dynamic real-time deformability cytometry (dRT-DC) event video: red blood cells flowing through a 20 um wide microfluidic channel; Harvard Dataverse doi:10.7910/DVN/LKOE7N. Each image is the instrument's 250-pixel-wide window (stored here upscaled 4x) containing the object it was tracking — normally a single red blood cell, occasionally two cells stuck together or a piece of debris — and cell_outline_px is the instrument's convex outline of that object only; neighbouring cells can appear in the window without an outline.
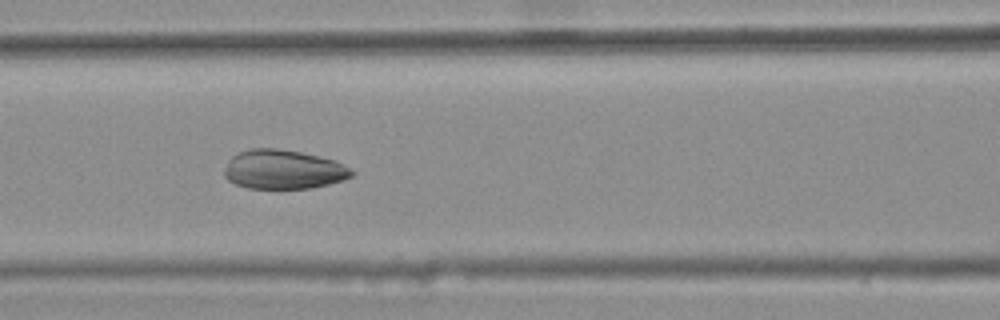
{"species": "common noctule bat (a hibernating species)", "species_latin": "Nyctalus noctula", "temperature_condition": "warm", "stored_images_in_passage": 44, "camera_frame_rate_fps": 3000, "um_per_image_px": 0.085, "animal": {"sex": "female", "body_mass_g": 25.1}, "frame": {"image": 1, "passage_image": 22, "time_ms": 7.0, "image_size_px": [1000, 320], "cell_outline_px": [[356, 172], [352, 176], [344, 180], [312, 188], [248, 188], [236, 184], [228, 180], [224, 176], [224, 168], [228, 160], [232, 156], [240, 152], [252, 148], [276, 148], [300, 152], [320, 156], [336, 160], [344, 164]], "centroid_in_image_um": [24.11, 14.4], "position_along_channel_um": 142.5, "area_um2": 29.25}}
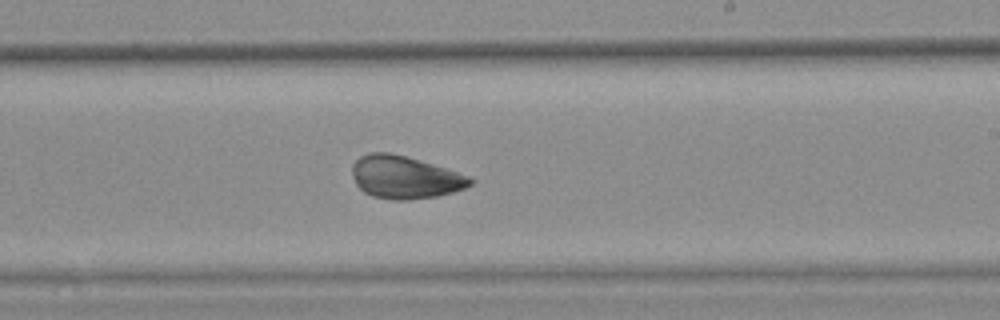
{"frame": {"image": 2, "passage_image": 31, "time_ms": 10.0, "image_size_px": [1000, 320], "cell_outline_px": [[476, 180], [472, 184], [464, 188], [452, 192], [436, 196], [408, 200], [392, 200], [372, 196], [364, 192], [356, 184], [352, 176], [352, 164], [360, 156], [368, 152], [388, 152], [404, 156], [432, 164], [468, 176]], "centroid_in_image_um": [34.37, 15.07], "position_along_channel_um": 254.6, "area_um2": 29.19}}
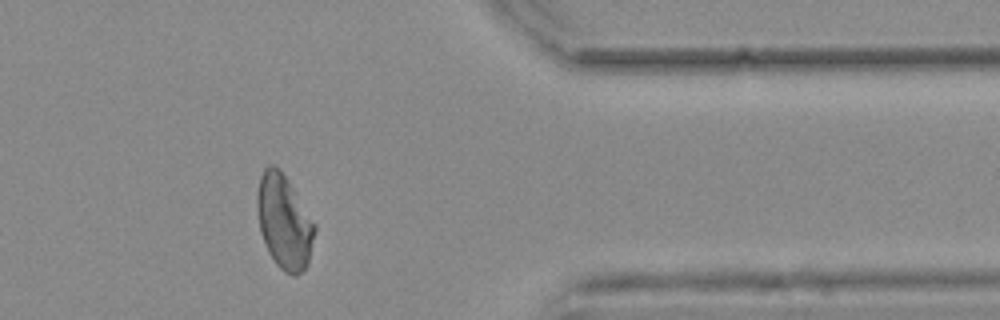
{"frame": {"image": 3, "passage_image": 43, "time_ms": 14.0, "image_size_px": [1000, 320], "cell_outline_px": [[316, 228], [308, 264], [296, 276], [292, 276], [284, 272], [276, 264], [268, 252], [260, 232], [256, 208], [256, 196], [260, 176], [264, 168], [268, 164], [272, 164], [280, 168], [288, 180], [316, 224]], "centroid_in_image_um": [24.13, 18.84], "position_along_channel_um": 387.3, "area_um2": 31.79}}